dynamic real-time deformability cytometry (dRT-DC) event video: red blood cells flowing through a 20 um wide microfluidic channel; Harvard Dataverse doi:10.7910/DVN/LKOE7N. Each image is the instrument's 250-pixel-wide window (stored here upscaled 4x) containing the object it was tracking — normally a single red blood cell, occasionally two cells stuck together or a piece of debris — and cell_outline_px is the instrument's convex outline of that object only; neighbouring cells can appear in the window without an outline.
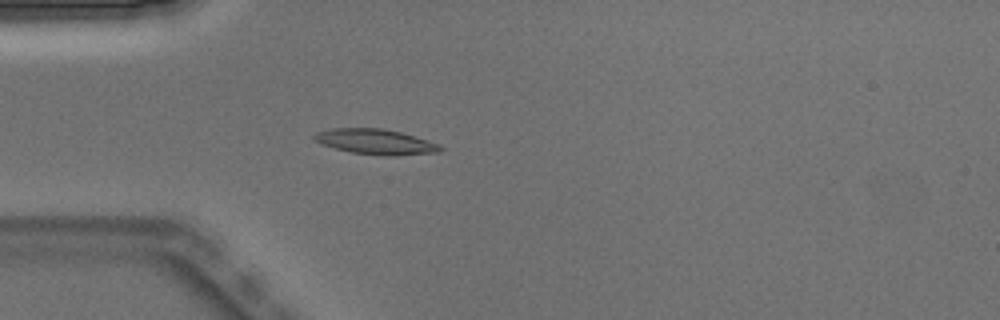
{"species": "Egyptian fruit bat (a non-hibernating species)", "species_latin": "Rousettus aegyptiacus", "temperature_condition": "warm", "stored_images_in_passage": 3, "camera_frame_rate_fps": 3000, "um_per_image_px": 0.085, "animal": {"sex": "male"}, "frame": {"image": 1, "passage_image": 3, "time_ms": 0.667, "image_size_px": [1000, 320], "cell_outline_px": [[444, 148], [440, 152], [396, 156], [384, 156], [352, 152], [320, 144], [312, 140], [312, 136], [316, 132], [328, 128], [380, 128], [400, 132], [428, 140], [440, 144]], "centroid_in_image_um": [31.91, 12.05], "position_along_channel_um": 53.1, "area_um2": 18.79}}